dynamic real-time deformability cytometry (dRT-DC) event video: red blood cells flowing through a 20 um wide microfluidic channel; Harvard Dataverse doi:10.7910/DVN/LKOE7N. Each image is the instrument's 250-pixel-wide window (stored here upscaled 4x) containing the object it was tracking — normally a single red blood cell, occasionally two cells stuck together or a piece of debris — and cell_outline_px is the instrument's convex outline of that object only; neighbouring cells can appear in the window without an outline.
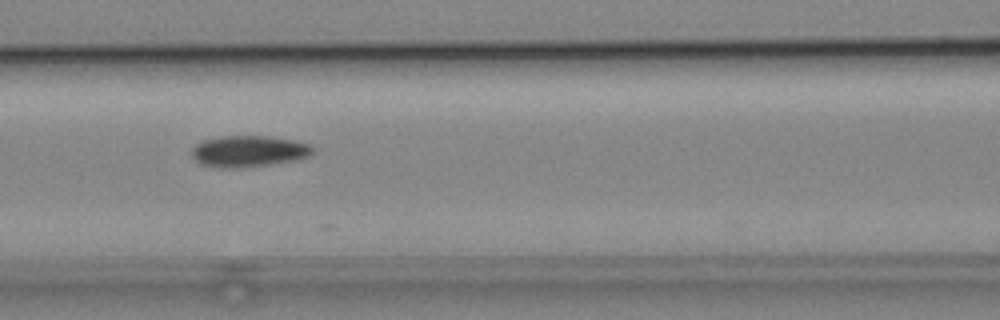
{"species": "common noctule bat (a hibernating species)", "species_latin": "Nyctalus noctula", "temperature_condition": "cold", "stored_images_in_passage": 16, "camera_frame_rate_fps": 3000, "um_per_image_px": 0.085, "animal": {"sex": "male", "body_mass_g": 19.2, "forearm_length_mm": 51.8}, "frame": {"image": 1, "passage_image": 13, "time_ms": 4.0, "image_size_px": [1000, 320], "cell_outline_px": [[312, 152], [308, 156], [296, 160], [240, 168], [224, 168], [200, 164], [192, 156], [192, 148], [196, 144], [204, 140], [220, 136], [268, 136], [292, 140], [312, 144]], "centroid_in_image_um": [21.12, 12.85], "position_along_channel_um": 145.5, "area_um2": 21.96}}